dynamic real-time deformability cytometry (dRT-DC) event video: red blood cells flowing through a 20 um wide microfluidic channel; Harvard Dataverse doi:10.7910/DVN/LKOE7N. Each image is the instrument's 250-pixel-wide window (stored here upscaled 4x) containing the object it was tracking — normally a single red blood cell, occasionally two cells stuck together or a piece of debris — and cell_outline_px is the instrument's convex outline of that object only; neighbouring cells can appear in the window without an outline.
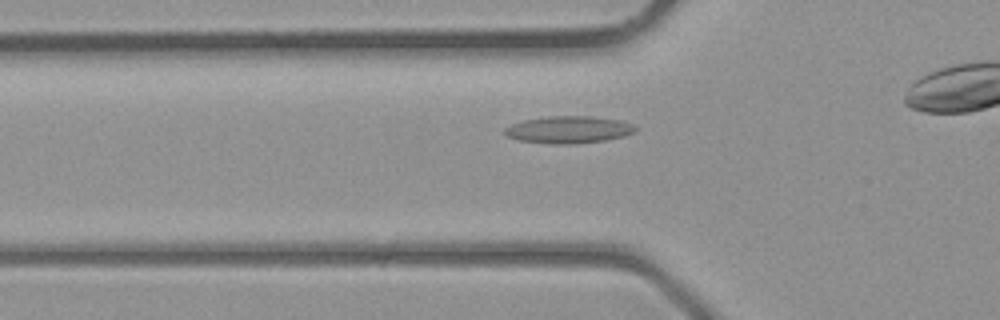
{"species": "common noctule bat (a hibernating species)", "species_latin": "Nyctalus noctula", "temperature_condition": "room temperature", "stored_images_in_passage": 28, "camera_frame_rate_fps": 3000, "um_per_image_px": 0.085, "animal": {"sex": "male", "body_mass_g": 23.1, "forearm_length_mm": 52.7}, "frame": {"image": 1, "passage_image": 7, "time_ms": 2.0, "image_size_px": [1000, 320], "cell_outline_px": [[636, 132], [624, 136], [604, 140], [572, 144], [556, 144], [516, 140], [508, 136], [504, 132], [504, 128], [512, 124], [524, 120], [548, 116], [592, 116], [620, 120], [632, 124], [636, 128]], "centroid_in_image_um": [48.34, 11.02], "position_along_channel_um": 77.5, "area_um2": 20.63}}
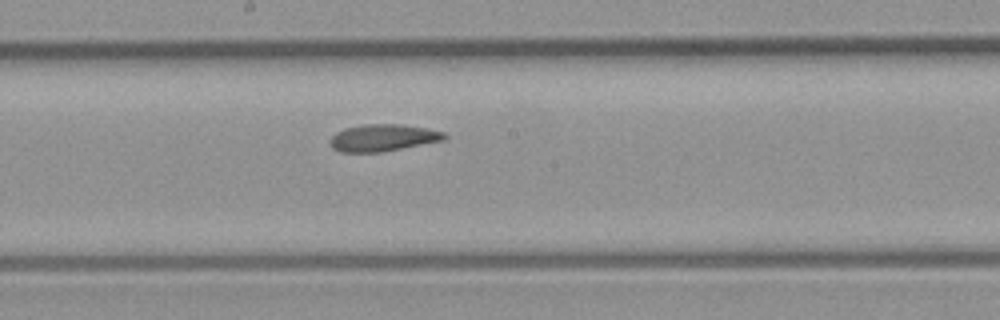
{"frame": {"image": 2, "passage_image": 15, "time_ms": 4.667, "image_size_px": [1000, 320], "cell_outline_px": [[448, 136], [444, 140], [380, 152], [340, 152], [332, 148], [328, 140], [336, 132], [344, 128], [364, 124], [400, 124], [424, 128], [444, 132]], "centroid_in_image_um": [32.5, 11.71], "position_along_channel_um": 215.7, "area_um2": 17.92}}
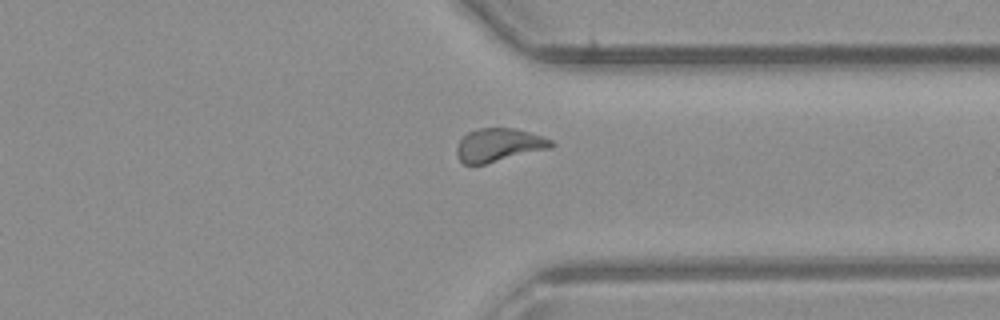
{"frame": {"image": 3, "passage_image": 24, "time_ms": 7.667, "image_size_px": [1000, 320], "cell_outline_px": [[556, 144], [552, 148], [484, 164], [464, 164], [456, 156], [456, 148], [460, 140], [468, 132], [480, 128], [512, 128], [528, 132], [552, 140]], "centroid_in_image_um": [42.4, 12.33], "position_along_channel_um": 369.0, "area_um2": 18.21}}